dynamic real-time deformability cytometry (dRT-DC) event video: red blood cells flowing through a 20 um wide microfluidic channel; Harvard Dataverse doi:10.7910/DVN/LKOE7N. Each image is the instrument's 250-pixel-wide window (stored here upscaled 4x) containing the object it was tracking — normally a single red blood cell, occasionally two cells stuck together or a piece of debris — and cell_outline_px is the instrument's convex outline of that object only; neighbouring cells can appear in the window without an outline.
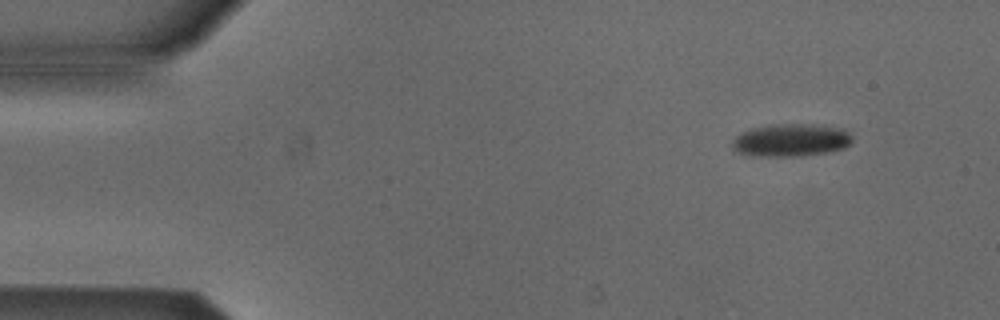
{"species": "Egyptian fruit bat (a non-hibernating species)", "species_latin": "Rousettus aegyptiacus", "temperature_condition": "cold", "stored_images_in_passage": 49, "camera_frame_rate_fps": 3000, "um_per_image_px": 0.085, "animal": {"sex": "male"}, "frame": {"image": 1, "passage_image": 1, "time_ms": 0.0, "image_size_px": [1000, 320], "cell_outline_px": [[852, 144], [844, 148], [828, 152], [800, 156], [748, 156], [732, 148], [732, 140], [740, 132], [752, 128], [772, 124], [812, 124], [844, 128], [852, 136]], "centroid_in_image_um": [67.24, 11.91], "position_along_channel_um": 17.8, "area_um2": 23.18}}
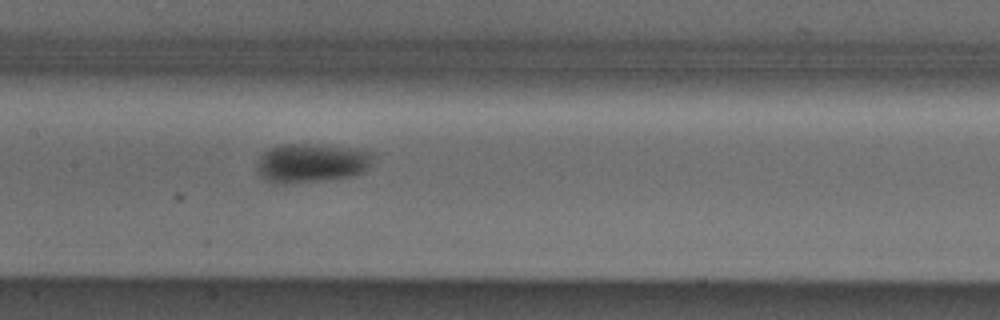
{"frame": {"image": 2, "passage_image": 21, "time_ms": 6.667, "image_size_px": [1000, 320], "cell_outline_px": [[376, 156], [368, 168], [364, 172], [352, 176], [328, 180], [284, 184], [276, 184], [264, 180], [256, 172], [256, 164], [260, 156], [268, 148], [280, 144], [316, 144], [348, 148], [372, 152]], "centroid_in_image_um": [26.44, 13.87], "position_along_channel_um": 181.0, "area_um2": 26.93}}
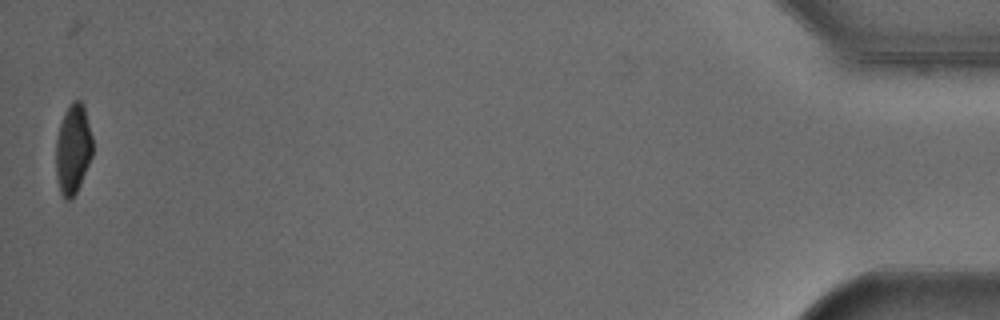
{"frame": {"image": 3, "passage_image": 48, "time_ms": 15.667, "image_size_px": [1000, 320], "cell_outline_px": [[92, 156], [80, 184], [72, 200], [64, 200], [60, 192], [56, 176], [56, 140], [60, 124], [64, 112], [72, 100], [80, 100], [84, 104], [92, 136]], "centroid_in_image_um": [6.2, 12.67], "position_along_channel_um": 429.0, "area_um2": 19.36}, "authors_computed_cell_mechanics": {"area_um2": 23.7558, "velocity_mm_per_s": 3.8676, "shape_relaxation_time_tau1_ms": 2.2852, "shape_relaxation_time_tau2_ms": null, "deformation_change_tau1": 0.0836, "deformation_change_tau2": null}}